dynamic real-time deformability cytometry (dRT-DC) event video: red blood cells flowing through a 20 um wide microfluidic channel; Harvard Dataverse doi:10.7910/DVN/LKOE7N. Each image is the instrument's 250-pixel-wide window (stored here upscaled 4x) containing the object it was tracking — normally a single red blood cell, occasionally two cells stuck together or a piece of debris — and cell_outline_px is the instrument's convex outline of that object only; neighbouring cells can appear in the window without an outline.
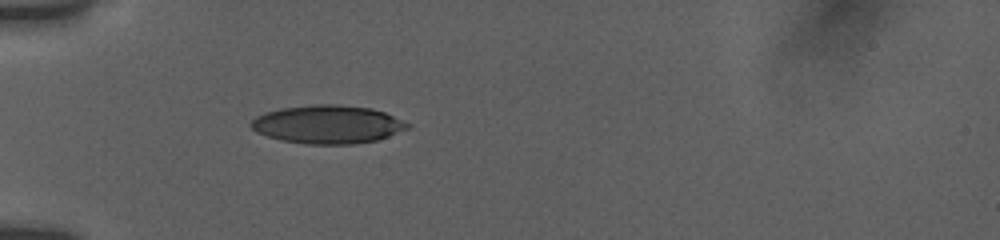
{"species": "human", "species_latin": "Homo sapiens", "temperature_condition": "room temperature", "stored_images_in_passage": 43, "camera_frame_rate_fps": 3000, "um_per_image_px": 0.085, "donor": {"sex": "female"}, "frame": {"image": 1, "passage_image": 1, "time_ms": 0.0, "image_size_px": [1000, 240], "cell_outline_px": [[412, 124], [408, 128], [388, 136], [376, 140], [352, 144], [308, 144], [280, 140], [256, 132], [248, 124], [256, 116], [264, 112], [280, 108], [312, 104], [340, 104], [372, 108], [384, 112]], "centroid_in_image_um": [27.83, 10.56], "position_along_channel_um": 57.2, "area_um2": 35.08}}
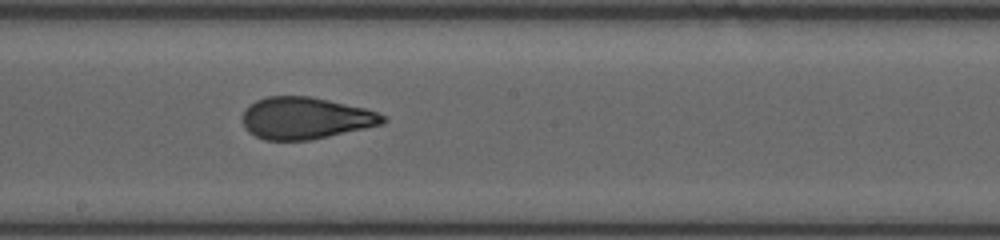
{"frame": {"image": 2, "passage_image": 20, "time_ms": 4.667, "image_size_px": [1000, 240], "cell_outline_px": [[388, 120], [384, 124], [312, 140], [264, 140], [248, 132], [244, 128], [244, 112], [256, 100], [268, 96], [312, 96], [364, 108], [388, 116]], "centroid_in_image_um": [26.02, 10.05], "position_along_channel_um": 222.2, "area_um2": 34.28}}
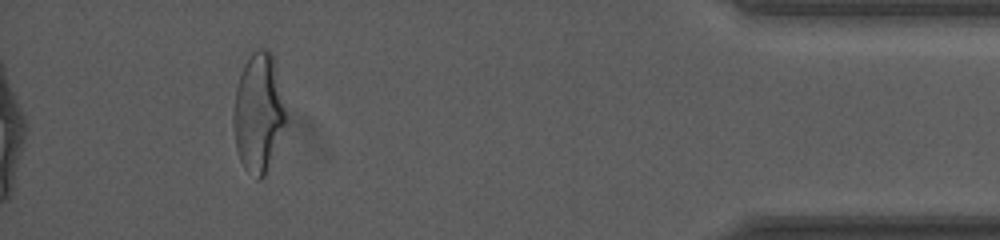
{"frame": {"image": 3, "passage_image": 43, "time_ms": 11.0, "image_size_px": [1000, 240], "cell_outline_px": [[288, 116], [264, 176], [260, 180], [256, 180], [244, 168], [240, 160], [236, 148], [232, 124], [232, 112], [236, 84], [244, 64], [252, 52], [256, 48], [268, 48], [272, 52]], "centroid_in_image_um": [21.94, 9.55], "position_along_channel_um": 413.3, "area_um2": 36.65}, "authors_computed_cell_mechanics": {"area_um2": 35.0846, "velocity_mm_per_s": 3.8018, "shape_relaxation_time_tau1_ms": 6.5317, "shape_relaxation_time_tau2_ms": 1.0513, "deformation_change_tau1": 0.2033, "deformation_change_tau2": 0.0831}}